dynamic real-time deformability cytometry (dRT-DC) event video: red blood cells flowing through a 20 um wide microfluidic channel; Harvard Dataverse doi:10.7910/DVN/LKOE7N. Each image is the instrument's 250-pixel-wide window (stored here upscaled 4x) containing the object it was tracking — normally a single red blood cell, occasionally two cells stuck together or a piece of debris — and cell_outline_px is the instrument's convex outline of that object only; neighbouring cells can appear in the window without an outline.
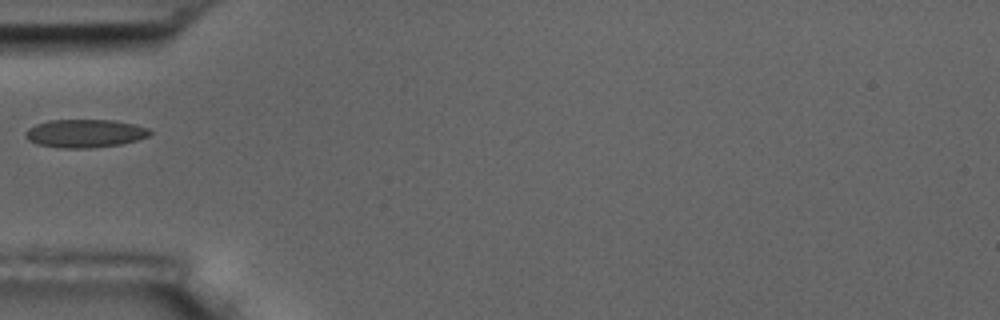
{"species": "common noctule bat (a hibernating species)", "species_latin": "Nyctalus noctula", "temperature_condition": "room temperature", "stored_images_in_passage": 6, "camera_frame_rate_fps": 3000, "um_per_image_px": 0.085, "animal": {"sex": "male", "body_mass_g": 17.5, "forearm_length_mm": 52.3}, "frame": {"image": 1, "passage_image": 6, "time_ms": 6.667, "image_size_px": [1000, 320], "cell_outline_px": [[152, 132], [148, 136], [136, 140], [120, 144], [92, 148], [60, 148], [36, 144], [28, 140], [24, 136], [24, 132], [28, 128], [36, 124], [48, 120], [116, 120], [148, 128]], "centroid_in_image_um": [7.17, 11.34], "position_along_channel_um": 77.8, "area_um2": 20.52}}